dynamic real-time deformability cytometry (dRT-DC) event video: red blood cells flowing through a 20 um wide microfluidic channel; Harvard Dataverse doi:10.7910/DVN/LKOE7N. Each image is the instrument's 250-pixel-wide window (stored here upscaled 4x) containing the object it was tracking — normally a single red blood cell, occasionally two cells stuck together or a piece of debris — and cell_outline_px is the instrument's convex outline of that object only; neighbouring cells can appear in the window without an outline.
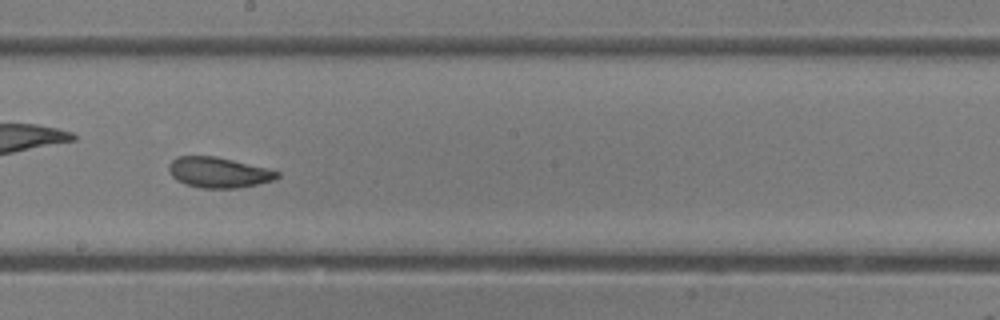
{"species": "common noctule bat (a hibernating species)", "species_latin": "Nyctalus noctula", "temperature_condition": "room temperature", "stored_images_in_passage": 38, "camera_frame_rate_fps": 3000, "um_per_image_px": 0.085, "animal": {"sex": "female"}, "frame": {"image": 1, "passage_image": 17, "time_ms": 5.333, "image_size_px": [1000, 320], "cell_outline_px": [[280, 176], [272, 180], [256, 184], [236, 188], [200, 188], [184, 184], [176, 180], [172, 176], [168, 168], [168, 164], [176, 156], [216, 156], [268, 168], [280, 172]], "centroid_in_image_um": [18.55, 14.65], "position_along_channel_um": 229.7, "area_um2": 19.31}, "authors_computed_cell_mechanics": {"area_um2": 20.1433, "velocity_mm_per_s": 4.3005, "shape_relaxation_time_tau1_ms": 3.9079, "shape_relaxation_time_tau2_ms": 1.7364, "deformation_change_tau1": 0.1133, "deformation_change_tau2": 0.0674}}